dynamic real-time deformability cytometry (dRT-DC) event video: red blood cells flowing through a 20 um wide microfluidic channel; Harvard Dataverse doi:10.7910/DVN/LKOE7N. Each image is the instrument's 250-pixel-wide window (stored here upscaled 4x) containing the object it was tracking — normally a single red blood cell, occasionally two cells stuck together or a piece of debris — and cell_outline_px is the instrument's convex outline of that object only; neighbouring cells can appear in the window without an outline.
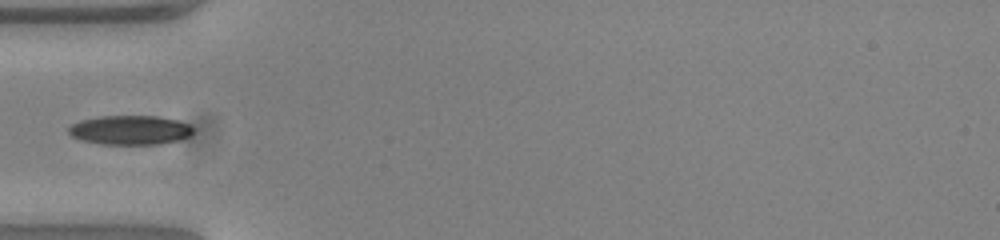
{"species": "common noctule bat (a hibernating species)", "species_latin": "Nyctalus noctula", "temperature_condition": "warm", "stored_images_in_passage": 37, "camera_frame_rate_fps": 3000, "um_per_image_px": 0.085, "animal": {"sex": "female", "body_mass_g": 23.0, "forearm_length_mm": 53.4}, "frame": {"image": 1, "passage_image": 1, "time_ms": 0.0, "image_size_px": [1000, 240], "cell_outline_px": [[196, 128], [192, 136], [180, 140], [160, 144], [100, 144], [80, 140], [72, 136], [68, 132], [68, 128], [72, 124], [80, 120], [100, 116], [156, 116], [180, 120]], "centroid_in_image_um": [11.11, 11.06], "position_along_channel_um": 73.9, "area_um2": 21.62}}
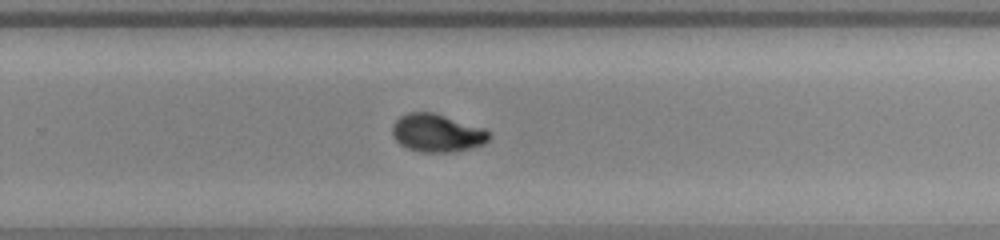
{"frame": {"image": 2, "passage_image": 18, "time_ms": 5.667, "image_size_px": [1000, 240], "cell_outline_px": [[492, 136], [484, 144], [476, 148], [456, 152], [424, 152], [408, 148], [400, 144], [392, 136], [392, 124], [400, 116], [408, 112], [432, 112], [484, 128]], "centroid_in_image_um": [37.16, 11.32], "position_along_channel_um": 292.6, "area_um2": 21.56}}
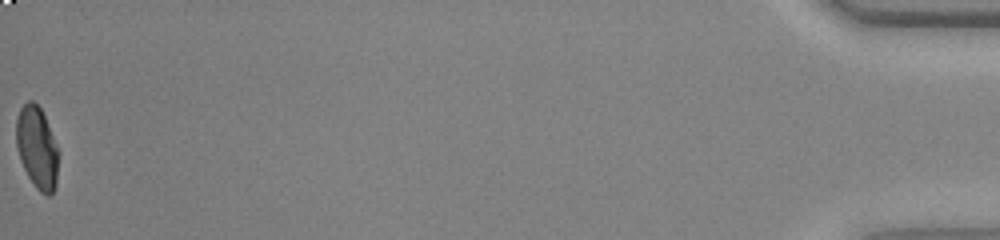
{"frame": {"image": 3, "passage_image": 37, "time_ms": 12.0, "image_size_px": [1000, 240], "cell_outline_px": [[56, 184], [52, 192], [48, 196], [40, 192], [36, 188], [28, 176], [20, 160], [16, 144], [16, 120], [20, 108], [28, 100], [32, 100], [40, 108], [44, 116], [56, 144]], "centroid_in_image_um": [3.1, 12.53], "position_along_channel_um": 432.1, "area_um2": 19.65}}